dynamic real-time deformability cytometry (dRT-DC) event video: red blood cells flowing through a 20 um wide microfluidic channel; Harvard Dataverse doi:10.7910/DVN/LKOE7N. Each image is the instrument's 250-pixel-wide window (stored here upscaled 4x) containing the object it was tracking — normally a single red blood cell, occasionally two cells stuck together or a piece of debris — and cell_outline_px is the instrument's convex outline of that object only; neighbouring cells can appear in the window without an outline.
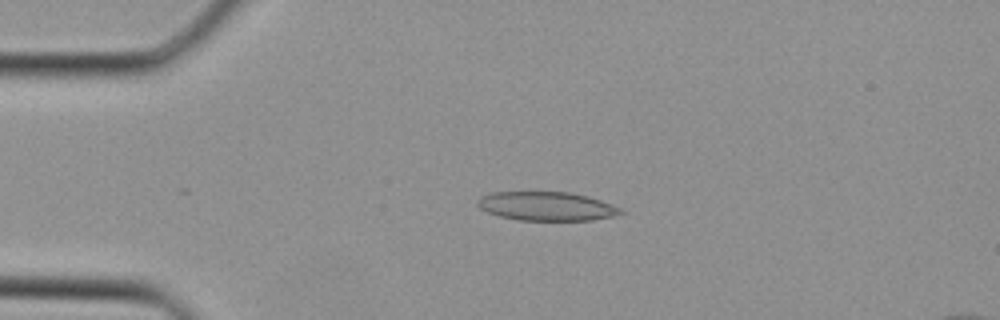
{"species": "Egyptian fruit bat (a non-hibernating species)", "species_latin": "Rousettus aegyptiacus", "temperature_condition": "cold", "stored_images_in_passage": 10, "camera_frame_rate_fps": 3000, "um_per_image_px": 0.085, "animal": {"sex": "female"}, "frame": {"image": 1, "passage_image": 2, "time_ms": 0.333, "image_size_px": [1000, 320], "cell_outline_px": [[628, 212], [620, 216], [592, 220], [516, 220], [500, 216], [488, 212], [480, 208], [476, 204], [476, 200], [480, 196], [492, 192], [572, 192], [588, 196], [600, 200], [620, 208]], "centroid_in_image_um": [46.5, 17.53], "position_along_channel_um": 38.5, "area_um2": 24.39}}
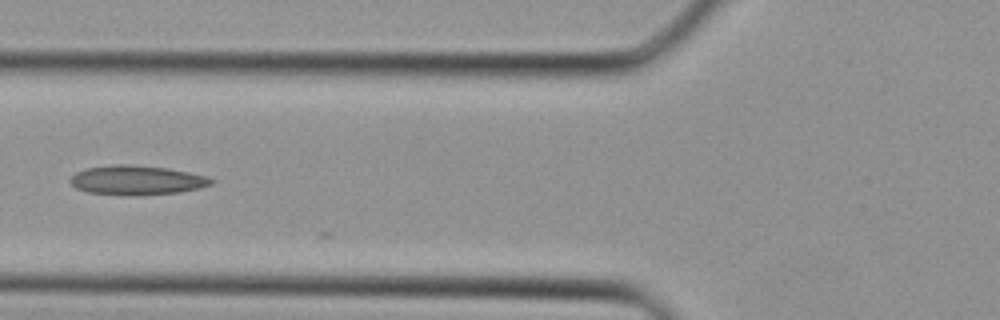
{"frame": {"image": 2, "passage_image": 8, "time_ms": 2.333, "image_size_px": [1000, 320], "cell_outline_px": [[216, 180], [212, 184], [200, 188], [180, 192], [88, 192], [76, 188], [68, 180], [76, 172], [88, 168], [116, 164], [132, 164], [168, 168], [208, 176]], "centroid_in_image_um": [11.68, 15.25], "position_along_channel_um": 114.1, "area_um2": 22.95}}